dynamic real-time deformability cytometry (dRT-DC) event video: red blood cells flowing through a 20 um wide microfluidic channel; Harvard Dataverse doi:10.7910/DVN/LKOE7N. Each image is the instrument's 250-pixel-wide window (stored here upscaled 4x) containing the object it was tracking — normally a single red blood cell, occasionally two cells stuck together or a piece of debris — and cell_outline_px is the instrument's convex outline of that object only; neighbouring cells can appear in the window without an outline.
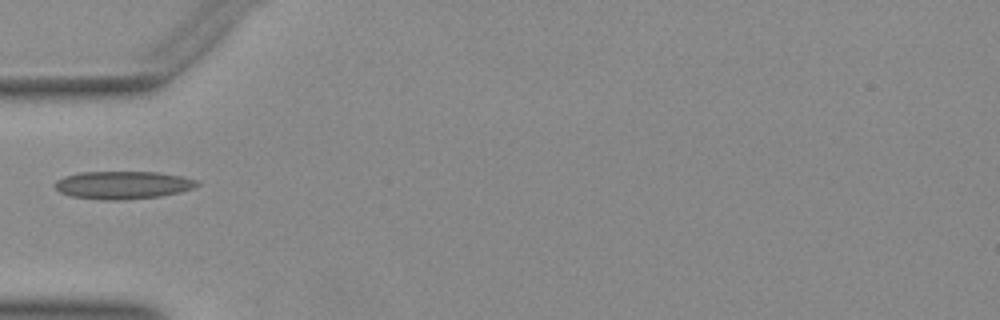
{"species": "Egyptian fruit bat (a non-hibernating species)", "species_latin": "Rousettus aegyptiacus", "temperature_condition": "warm", "stored_images_in_passage": 35, "camera_frame_rate_fps": 3000, "um_per_image_px": 0.085, "animal": {"sex": "female"}, "frame": {"image": 1, "passage_image": 1, "time_ms": 0.0, "image_size_px": [1000, 320], "cell_outline_px": [[200, 184], [192, 188], [180, 192], [160, 196], [124, 200], [100, 200], [72, 196], [60, 192], [52, 184], [56, 180], [64, 176], [80, 172], [156, 172], [180, 176], [196, 180]], "centroid_in_image_um": [10.4, 15.73], "position_along_channel_um": 74.6, "area_um2": 23.06}}
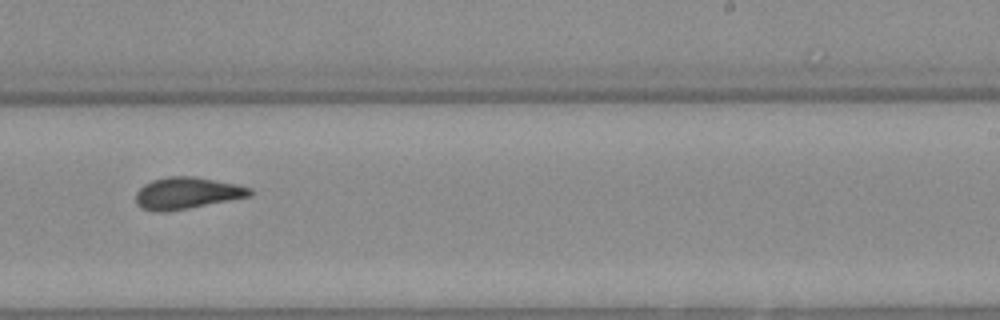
{"frame": {"image": 2, "passage_image": 16, "time_ms": 5.0, "image_size_px": [1000, 320], "cell_outline_px": [[252, 196], [188, 208], [164, 212], [160, 212], [144, 208], [136, 204], [136, 192], [144, 184], [152, 180], [168, 176], [192, 176], [236, 184], [252, 188]], "centroid_in_image_um": [15.89, 16.41], "position_along_channel_um": 273.1, "area_um2": 20.92}}
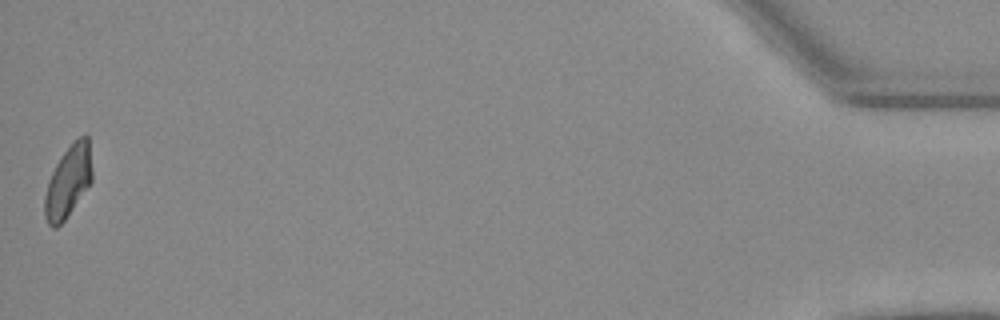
{"frame": {"image": 3, "passage_image": 35, "time_ms": 11.333, "image_size_px": [1000, 320], "cell_outline_px": [[92, 180], [64, 220], [56, 228], [52, 228], [48, 224], [44, 216], [44, 196], [48, 180], [60, 156], [84, 132], [88, 136], [92, 168]], "centroid_in_image_um": [5.78, 15.42], "position_along_channel_um": 429.4, "area_um2": 19.65}}